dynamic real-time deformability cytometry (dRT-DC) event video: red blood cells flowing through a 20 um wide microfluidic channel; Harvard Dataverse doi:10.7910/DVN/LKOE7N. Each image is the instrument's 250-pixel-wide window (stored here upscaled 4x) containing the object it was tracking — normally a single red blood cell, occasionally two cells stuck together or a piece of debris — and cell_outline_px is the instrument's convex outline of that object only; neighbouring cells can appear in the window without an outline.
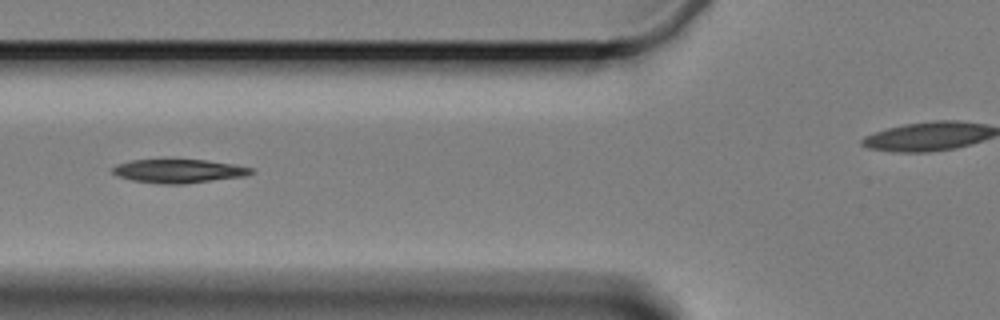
{"species": "Egyptian fruit bat (a non-hibernating species)", "species_latin": "Rousettus aegyptiacus", "temperature_condition": "cold", "stored_images_in_passage": 7, "segment_of_instrument_passage": [1, 2], "camera_frame_rate_fps": 3000, "um_per_image_px": 0.085, "animal": {"sex": "female"}, "frame": {"image": 1, "passage_image": 3, "time_ms": 3.333, "image_size_px": [1000, 320], "cell_outline_px": [[256, 172], [244, 176], [184, 184], [164, 184], [132, 180], [120, 176], [112, 172], [112, 168], [116, 164], [132, 160], [204, 160], [232, 164], [252, 168]], "centroid_in_image_um": [15.2, 14.54], "position_along_channel_um": 110.6, "area_um2": 18.84}}
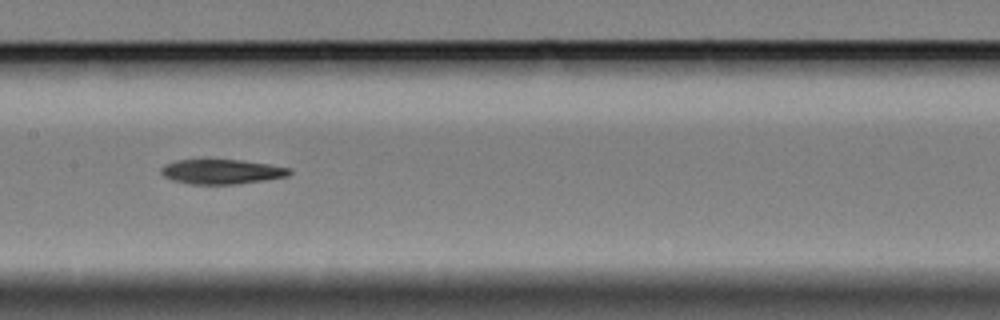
{"frame": {"image": 2, "passage_image": 5, "time_ms": 5.667, "image_size_px": [1000, 320], "cell_outline_px": [[292, 172], [288, 176], [264, 180], [236, 184], [192, 184], [172, 180], [164, 176], [160, 172], [160, 168], [164, 164], [176, 160], [240, 160], [268, 164], [292, 168]], "centroid_in_image_um": [18.84, 14.59], "position_along_channel_um": 188.6, "area_um2": 18.44}}
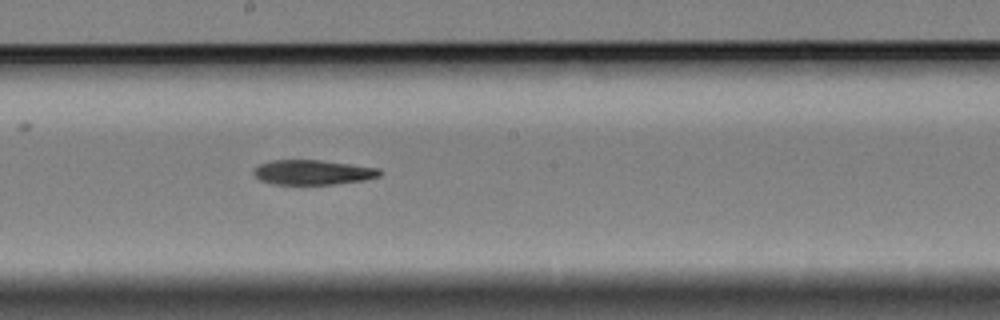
{"frame": {"image": 3, "passage_image": 6, "time_ms": 6.667, "image_size_px": [1000, 320], "cell_outline_px": [[380, 176], [364, 180], [332, 184], [272, 184], [260, 180], [252, 172], [260, 164], [272, 160], [320, 160], [352, 164], [380, 168]], "centroid_in_image_um": [26.59, 14.64], "position_along_channel_um": 221.6, "area_um2": 18.09}}